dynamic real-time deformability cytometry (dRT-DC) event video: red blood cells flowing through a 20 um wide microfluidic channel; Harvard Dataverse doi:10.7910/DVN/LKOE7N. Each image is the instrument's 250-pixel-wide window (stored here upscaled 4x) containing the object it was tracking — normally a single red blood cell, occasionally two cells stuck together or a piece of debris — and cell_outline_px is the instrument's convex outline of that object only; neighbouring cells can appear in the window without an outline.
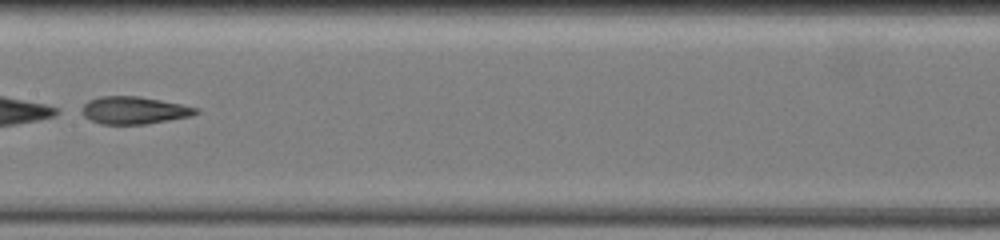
{"species": "common noctule bat (a hibernating species)", "species_latin": "Nyctalus noctula", "temperature_condition": "warm", "stored_images_in_passage": 25, "segment_of_instrument_passage": [2, 2], "camera_frame_rate_fps": 3000, "um_per_image_px": 0.085, "animal": {"sex": "female", "body_mass_g": 19.5, "forearm_length_mm": 54.1}, "frame": {"image": 1, "passage_image": 8, "time_ms": 4.0, "image_size_px": [1000, 240], "cell_outline_px": [[200, 112], [192, 116], [148, 124], [100, 124], [76, 112], [76, 108], [88, 100], [100, 96], [140, 96], [200, 108]], "centroid_in_image_um": [11.32, 9.37], "position_along_channel_um": 196.1, "area_um2": 18.73}}